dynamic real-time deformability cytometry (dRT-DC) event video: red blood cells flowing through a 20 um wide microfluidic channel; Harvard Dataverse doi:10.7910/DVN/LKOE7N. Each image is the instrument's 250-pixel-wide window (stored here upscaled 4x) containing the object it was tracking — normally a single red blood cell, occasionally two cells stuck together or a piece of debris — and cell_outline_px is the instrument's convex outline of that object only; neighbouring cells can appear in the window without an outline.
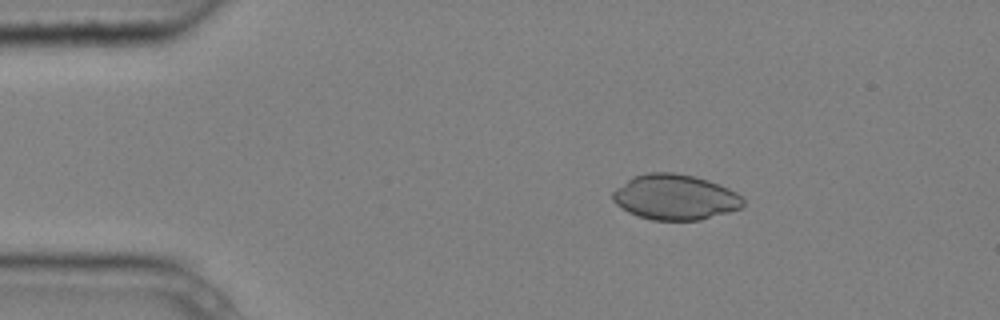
{"species": "common noctule bat (a hibernating species)", "species_latin": "Nyctalus noctula", "temperature_condition": "cold", "stored_images_in_passage": 5, "camera_frame_rate_fps": 3000, "um_per_image_px": 0.085, "animal": {"sex": "male", "body_mass_g": 20.4}, "frame": {"image": 1, "passage_image": 2, "time_ms": 0.333, "image_size_px": [1000, 320], "cell_outline_px": [[744, 204], [740, 208], [728, 212], [700, 220], [652, 220], [628, 212], [616, 204], [612, 200], [612, 192], [616, 188], [632, 176], [648, 172], [672, 172], [692, 176], [708, 180], [728, 188], [736, 192], [744, 200]], "centroid_in_image_um": [57.36, 16.75], "position_along_channel_um": 27.6, "area_um2": 34.39}}